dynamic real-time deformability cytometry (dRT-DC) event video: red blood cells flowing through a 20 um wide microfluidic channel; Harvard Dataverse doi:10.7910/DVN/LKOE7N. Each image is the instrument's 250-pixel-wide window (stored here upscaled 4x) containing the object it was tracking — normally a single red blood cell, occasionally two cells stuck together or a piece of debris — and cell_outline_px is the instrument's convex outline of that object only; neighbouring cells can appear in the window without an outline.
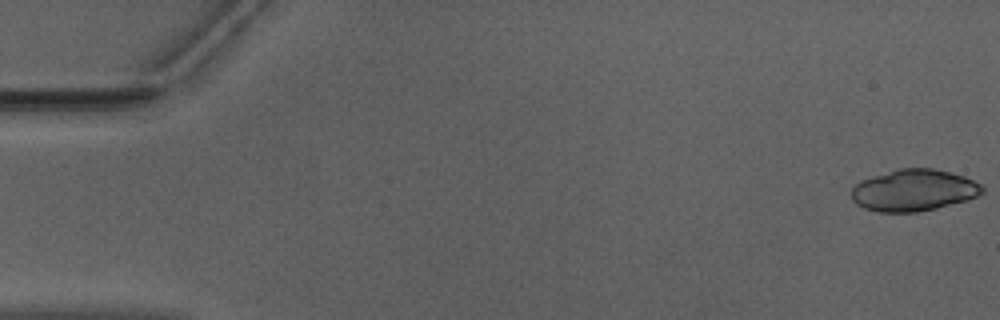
{"species": "Egyptian fruit bat (a non-hibernating species)", "species_latin": "Rousettus aegyptiacus", "temperature_condition": "warm", "stored_images_in_passage": 18, "camera_frame_rate_fps": 3000, "um_per_image_px": 0.085, "animal": {"sex": "male"}, "frame": {"image": 1, "passage_image": 1, "time_ms": 0.0, "image_size_px": [1000, 320], "cell_outline_px": [[984, 192], [980, 196], [968, 200], [936, 208], [916, 212], [876, 212], [864, 208], [856, 204], [852, 200], [852, 188], [860, 180], [872, 176], [900, 168], [932, 168], [964, 176], [980, 184], [984, 188]], "centroid_in_image_um": [77.67, 16.18], "position_along_channel_um": 7.3, "area_um2": 31.85}}